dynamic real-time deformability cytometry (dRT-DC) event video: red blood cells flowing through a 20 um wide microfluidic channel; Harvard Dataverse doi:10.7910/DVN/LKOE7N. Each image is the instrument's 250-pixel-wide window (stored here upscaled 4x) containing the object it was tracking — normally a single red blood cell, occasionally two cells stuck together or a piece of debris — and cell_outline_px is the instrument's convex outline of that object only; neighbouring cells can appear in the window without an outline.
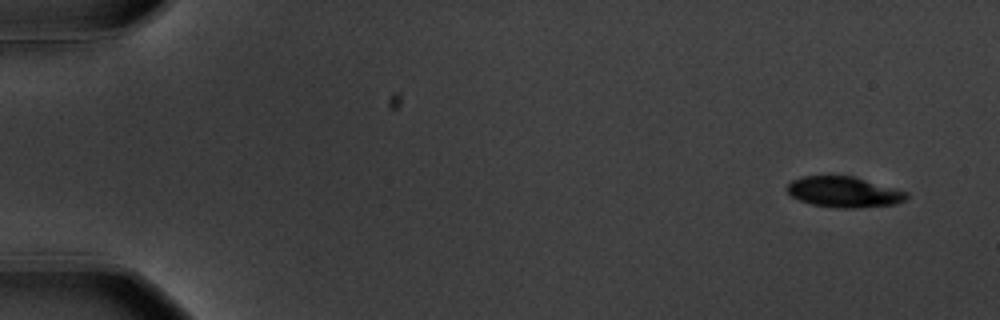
{"species": "common noctule bat (a hibernating species)", "species_latin": "Nyctalus noctula", "temperature_condition": "warm", "stored_images_in_passage": 55, "camera_frame_rate_fps": 3000, "um_per_image_px": 0.085, "animal": {"sex": "male", "body_mass_g": 20.1, "forearm_length_mm": 53.5}, "frame": {"image": 1, "passage_image": 1, "time_ms": 0.0, "image_size_px": [1000, 320], "cell_outline_px": [[908, 196], [904, 200], [896, 204], [856, 208], [840, 208], [812, 204], [800, 200], [792, 196], [784, 188], [792, 180], [804, 176], [852, 176], [908, 192]], "centroid_in_image_um": [71.72, 16.32], "position_along_channel_um": 13.3, "area_um2": 21.15}}
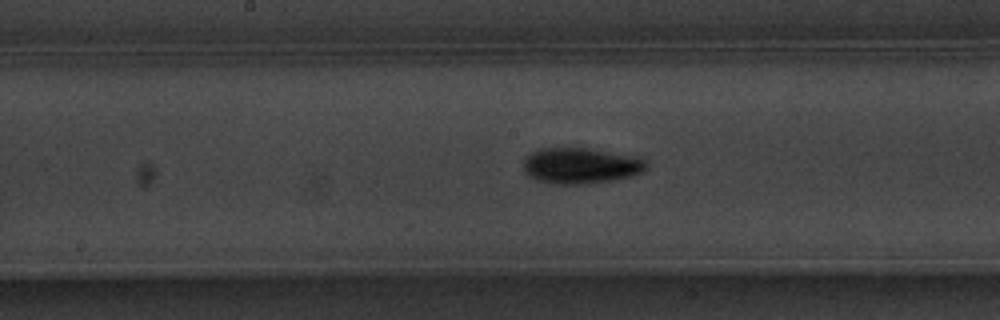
{"frame": {"image": 2, "passage_image": 28, "time_ms": 9.0, "image_size_px": [1000, 320], "cell_outline_px": [[648, 168], [644, 172], [632, 176], [612, 180], [584, 184], [552, 184], [536, 180], [528, 176], [524, 172], [524, 156], [540, 148], [584, 148], [632, 156], [644, 160], [648, 164]], "centroid_in_image_um": [49.32, 14.1], "position_along_channel_um": 198.9, "area_um2": 25.72}}
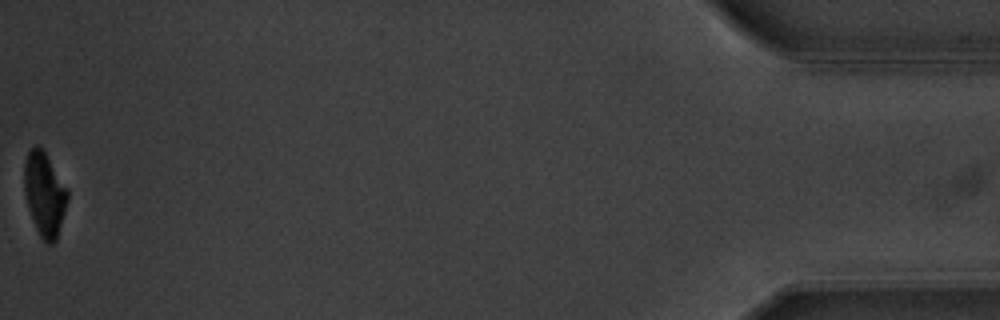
{"frame": {"image": 3, "passage_image": 55, "time_ms": 18.0, "image_size_px": [1000, 320], "cell_outline_px": [[68, 200], [56, 240], [52, 244], [44, 244], [36, 228], [28, 208], [24, 192], [24, 160], [28, 152], [32, 148], [40, 148], [44, 152], [68, 188]], "centroid_in_image_um": [3.78, 16.54], "position_along_channel_um": 431.4, "area_um2": 20.98}, "authors_computed_cell_mechanics": {"area_um2": 23.3512, "velocity_mm_per_s": 3.5776, "shape_relaxation_time_tau1_ms": 2.4867, "shape_relaxation_time_tau2_ms": 4.5486, "deformation_change_tau1": 0.1454, "deformation_change_tau2": 0.0712}}